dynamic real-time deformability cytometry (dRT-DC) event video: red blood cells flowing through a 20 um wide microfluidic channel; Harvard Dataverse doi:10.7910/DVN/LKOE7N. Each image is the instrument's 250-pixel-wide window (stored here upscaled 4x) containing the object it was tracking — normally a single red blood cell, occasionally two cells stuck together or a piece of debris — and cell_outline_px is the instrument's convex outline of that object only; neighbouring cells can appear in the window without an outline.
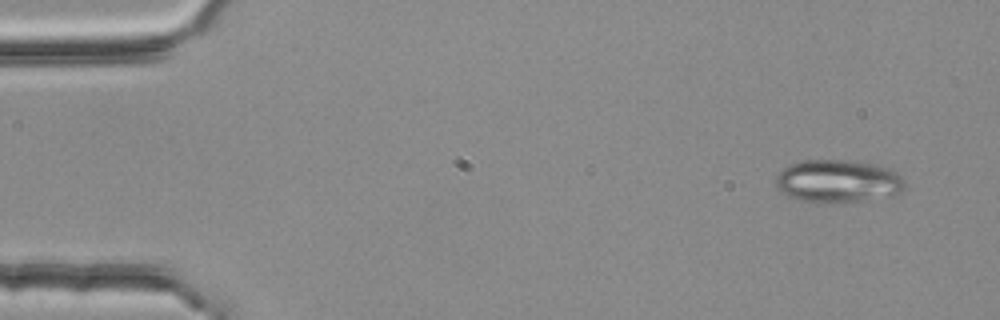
{"species": "common noctule bat (a hibernating species)", "species_latin": "Nyctalus noctula", "temperature_condition": "room temperature", "stored_images_in_passage": 3, "camera_frame_rate_fps": 3000, "um_per_image_px": 0.085, "animal": {"sex": "female", "body_mass_g": 25.1}, "frame": {"image": 1, "passage_image": 1, "time_ms": 0.0, "image_size_px": [1000, 320], "cell_outline_px": [[904, 188], [900, 192], [892, 196], [860, 200], [824, 204], [820, 204], [800, 200], [788, 196], [776, 184], [776, 172], [788, 164], [804, 160], [848, 160], [872, 164], [888, 168], [896, 172], [904, 180]], "centroid_in_image_um": [71.19, 15.4], "position_along_channel_um": 13.8, "area_um2": 32.31}}